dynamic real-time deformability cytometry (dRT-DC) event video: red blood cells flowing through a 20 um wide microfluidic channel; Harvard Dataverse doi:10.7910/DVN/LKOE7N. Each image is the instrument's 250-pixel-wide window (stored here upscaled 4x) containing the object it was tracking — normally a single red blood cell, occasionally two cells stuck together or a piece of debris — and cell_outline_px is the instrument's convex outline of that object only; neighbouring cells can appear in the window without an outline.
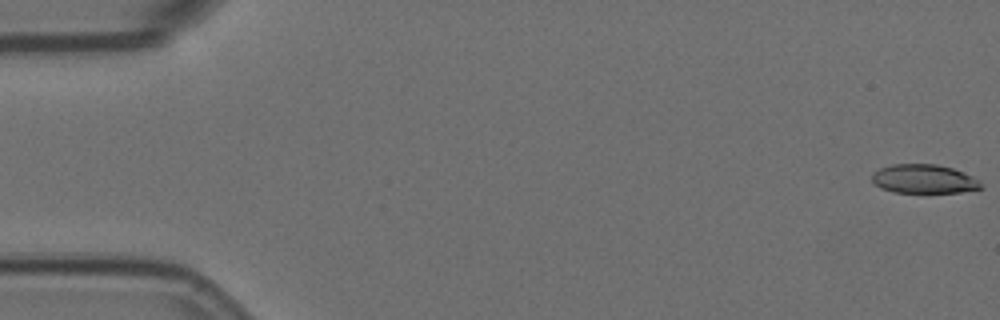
{"species": "Egyptian fruit bat (a non-hibernating species)", "species_latin": "Rousettus aegyptiacus", "temperature_condition": "room temperature", "stored_images_in_passage": 7, "camera_frame_rate_fps": 3000, "um_per_image_px": 0.085, "animal": {"sex": "female"}, "frame": {"image": 1, "passage_image": 1, "time_ms": 0.0, "image_size_px": [1000, 320], "cell_outline_px": [[984, 188], [960, 192], [892, 192], [880, 188], [872, 180], [872, 172], [880, 168], [892, 164], [936, 164], [952, 168], [964, 172], [980, 180]], "centroid_in_image_um": [78.54, 15.21], "position_along_channel_um": 6.5, "area_um2": 18.44}}
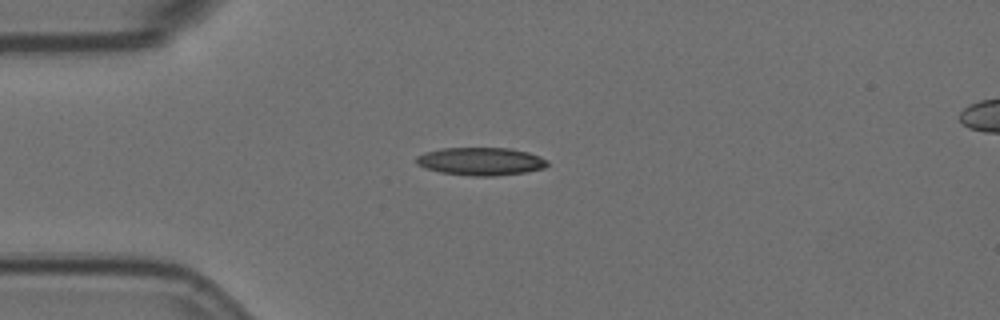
{"frame": {"image": 2, "passage_image": 5, "time_ms": 1.333, "image_size_px": [1000, 320], "cell_outline_px": [[548, 164], [544, 168], [524, 172], [492, 176], [472, 176], [440, 172], [424, 168], [416, 164], [416, 156], [424, 152], [440, 148], [512, 148], [528, 152], [540, 156], [548, 160]], "centroid_in_image_um": [40.84, 13.71], "position_along_channel_um": 44.2, "area_um2": 21.44}}
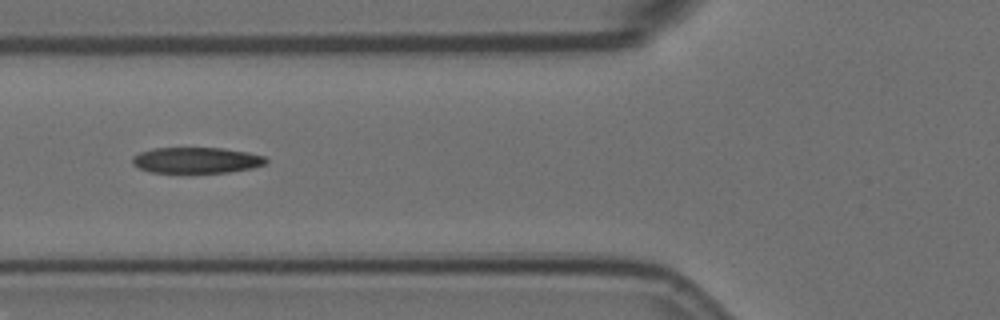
{"frame": {"image": 3, "passage_image": 7, "time_ms": 2.0, "image_size_px": [1000, 320], "cell_outline_px": [[268, 160], [264, 164], [252, 168], [228, 172], [148, 172], [132, 164], [132, 156], [140, 152], [152, 148], [224, 148], [248, 152], [264, 156]], "centroid_in_image_um": [16.68, 13.61], "position_along_channel_um": 109.1, "area_um2": 20.11}}